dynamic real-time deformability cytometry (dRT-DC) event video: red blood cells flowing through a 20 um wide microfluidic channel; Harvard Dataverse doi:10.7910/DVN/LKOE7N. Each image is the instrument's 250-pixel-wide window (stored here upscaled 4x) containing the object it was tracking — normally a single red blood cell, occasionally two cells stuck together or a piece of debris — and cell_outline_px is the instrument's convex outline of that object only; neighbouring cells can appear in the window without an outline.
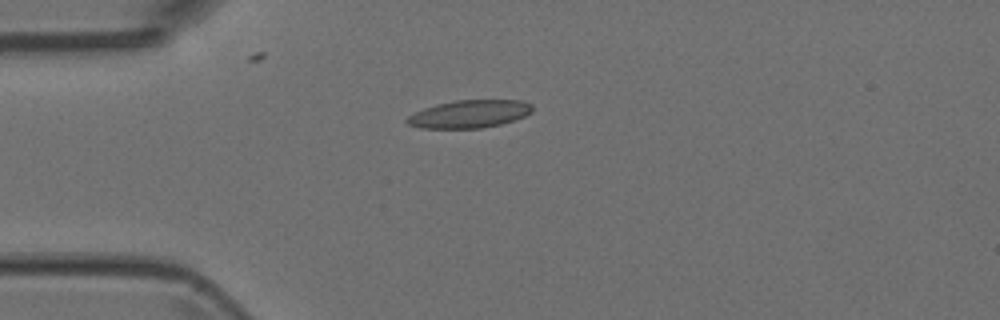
{"species": "Egyptian fruit bat (a non-hibernating species)", "species_latin": "Rousettus aegyptiacus", "temperature_condition": "room temperature", "stored_images_in_passage": 2, "camera_frame_rate_fps": 3000, "um_per_image_px": 0.085, "animal": {"sex": "female"}, "frame": {"image": 1, "passage_image": 1, "time_ms": 0.0, "image_size_px": [1000, 320], "cell_outline_px": [[532, 112], [516, 120], [500, 124], [480, 128], [420, 128], [408, 124], [404, 120], [408, 116], [424, 108], [436, 104], [456, 100], [524, 100], [532, 104]], "centroid_in_image_um": [39.91, 9.68], "position_along_channel_um": 45.1, "area_um2": 20.35}}